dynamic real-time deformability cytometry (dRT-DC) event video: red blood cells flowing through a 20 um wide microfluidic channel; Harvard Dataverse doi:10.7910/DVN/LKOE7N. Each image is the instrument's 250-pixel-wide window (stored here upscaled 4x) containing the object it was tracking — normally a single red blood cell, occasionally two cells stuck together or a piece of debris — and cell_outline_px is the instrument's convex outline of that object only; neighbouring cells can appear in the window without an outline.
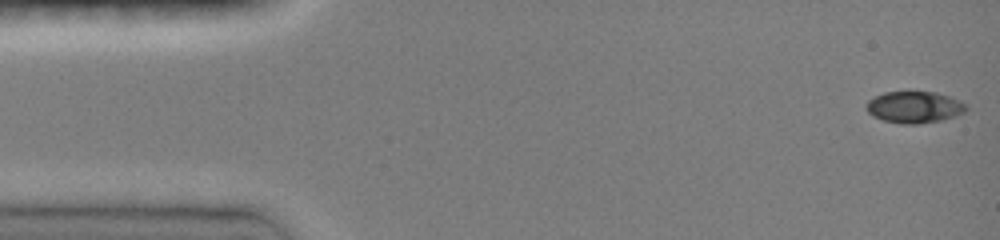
{"species": "common noctule bat (a hibernating species)", "species_latin": "Nyctalus noctula", "temperature_condition": "room temperature", "stored_images_in_passage": 46, "camera_frame_rate_fps": 3000, "um_per_image_px": 0.085, "animal": {"sex": "female", "body_mass_g": 19.0, "forearm_length_mm": 51.5}, "frame": {"image": 1, "passage_image": 1, "time_ms": 0.0, "image_size_px": [1000, 240], "cell_outline_px": [[968, 108], [964, 112], [956, 116], [940, 120], [916, 124], [900, 124], [884, 120], [872, 116], [868, 112], [864, 104], [868, 100], [884, 92], [936, 92], [948, 96], [964, 104]], "centroid_in_image_um": [77.67, 9.11], "position_along_channel_um": 7.3, "area_um2": 18.26}}
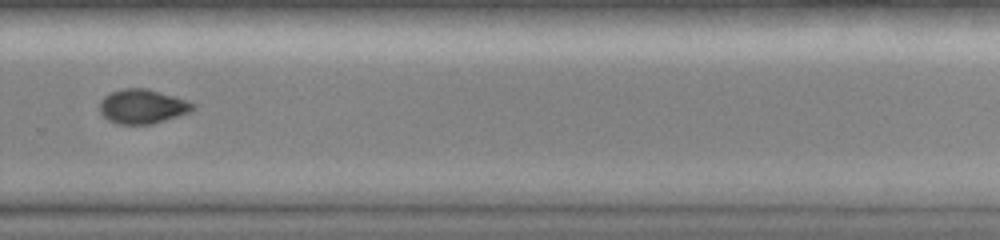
{"frame": {"image": 2, "passage_image": 32, "time_ms": 10.333, "image_size_px": [1000, 240], "cell_outline_px": [[196, 108], [188, 112], [152, 124], [116, 124], [108, 120], [100, 112], [100, 100], [104, 96], [112, 92], [124, 88], [148, 88], [188, 100], [196, 104]], "centroid_in_image_um": [12.11, 9.04], "position_along_channel_um": 317.7, "area_um2": 18.67}}
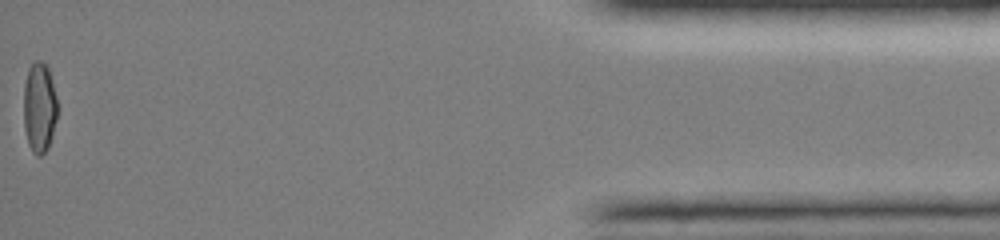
{"frame": {"image": 3, "passage_image": 46, "time_ms": 15.0, "image_size_px": [1000, 240], "cell_outline_px": [[56, 120], [52, 136], [48, 148], [40, 156], [36, 156], [32, 152], [28, 144], [24, 128], [24, 84], [28, 68], [36, 60], [40, 60], [48, 68], [56, 96]], "centroid_in_image_um": [3.33, 9.16], "position_along_channel_um": 431.9, "area_um2": 17.69}, "authors_computed_cell_mechanics": {"area_um2": 18.7561, "velocity_mm_per_s": 4.1636, "shape_relaxation_time_tau1_ms": 6.3371, "shape_relaxation_time_tau2_ms": 2.5332, "deformation_change_tau1": 0.1742, "deformation_change_tau2": 0.035}}